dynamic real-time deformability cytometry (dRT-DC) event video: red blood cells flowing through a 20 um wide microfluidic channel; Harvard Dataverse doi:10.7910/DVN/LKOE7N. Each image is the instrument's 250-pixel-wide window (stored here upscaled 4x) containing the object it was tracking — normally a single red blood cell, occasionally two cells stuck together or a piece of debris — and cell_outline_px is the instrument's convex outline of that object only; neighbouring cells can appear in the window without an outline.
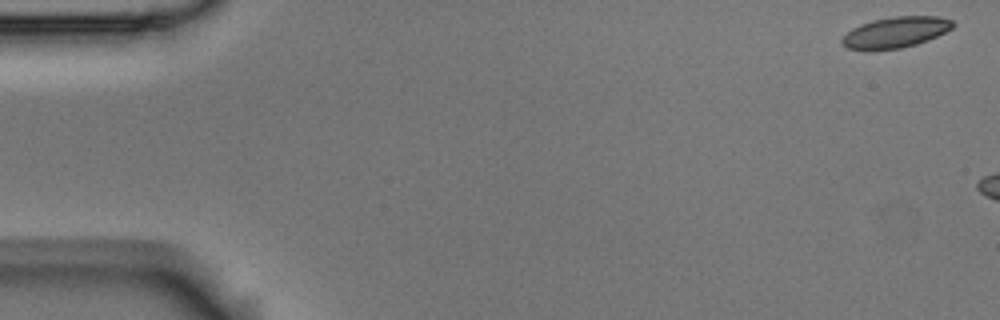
{"species": "Egyptian fruit bat (a non-hibernating species)", "species_latin": "Rousettus aegyptiacus", "temperature_condition": "room temperature", "stored_images_in_passage": 3, "camera_frame_rate_fps": 3000, "um_per_image_px": 0.085, "animal": {"sex": "male"}, "frame": {"image": 1, "passage_image": 1, "time_ms": 0.0, "image_size_px": [1000, 320], "cell_outline_px": [[956, 24], [952, 28], [928, 40], [916, 44], [900, 48], [872, 52], [864, 52], [848, 48], [840, 44], [840, 40], [852, 28], [860, 24], [872, 20], [896, 16], [940, 16], [952, 20]], "centroid_in_image_um": [76.07, 2.77], "position_along_channel_um": 8.9, "area_um2": 20.4}}